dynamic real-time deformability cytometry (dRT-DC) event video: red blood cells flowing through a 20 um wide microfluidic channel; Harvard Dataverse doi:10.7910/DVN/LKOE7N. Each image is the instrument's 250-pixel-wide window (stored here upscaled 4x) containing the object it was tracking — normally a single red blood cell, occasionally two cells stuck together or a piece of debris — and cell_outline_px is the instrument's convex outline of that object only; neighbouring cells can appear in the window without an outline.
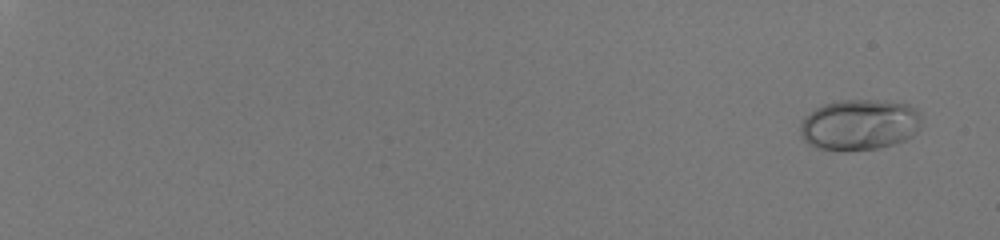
{"species": "human", "species_latin": "Homo sapiens", "temperature_condition": "room temperature", "stored_images_in_passage": 57, "camera_frame_rate_fps": 3000, "um_per_image_px": 0.085, "donor": {"sex": "male"}, "frame": {"image": 1, "passage_image": 4, "time_ms": 1.0, "image_size_px": [1000, 240], "cell_outline_px": [[920, 128], [912, 136], [904, 140], [892, 144], [876, 148], [844, 152], [816, 148], [808, 144], [804, 140], [800, 132], [800, 120], [804, 116], [816, 108], [824, 104], [840, 100], [876, 100], [908, 104], [916, 108], [920, 112]], "centroid_in_image_um": [73.03, 10.61], "position_along_channel_um": 12.0, "area_um2": 36.36}}
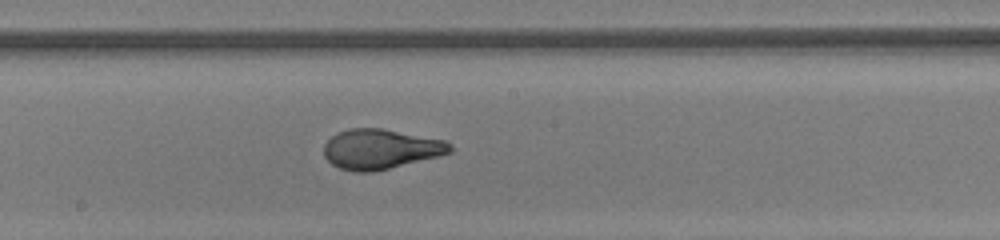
{"frame": {"image": 2, "passage_image": 38, "time_ms": 12.333, "image_size_px": [1000, 240], "cell_outline_px": [[452, 152], [440, 156], [372, 172], [352, 172], [340, 168], [332, 164], [324, 156], [324, 144], [332, 136], [348, 128], [380, 128], [444, 140], [452, 144]], "centroid_in_image_um": [32.35, 12.68], "position_along_channel_um": 215.9, "area_um2": 29.25}}
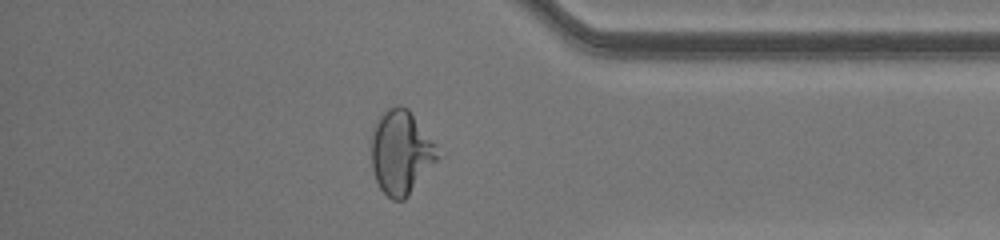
{"frame": {"image": 3, "passage_image": 52, "time_ms": 17.0, "image_size_px": [1000, 240], "cell_outline_px": [[436, 160], [408, 196], [404, 200], [392, 200], [380, 188], [376, 180], [372, 168], [372, 128], [380, 112], [396, 104], [400, 104], [408, 108], [436, 144]], "centroid_in_image_um": [34.04, 12.9], "position_along_channel_um": 401.2, "area_um2": 32.19}, "authors_computed_cell_mechanics": {"area_um2": 29.8248, "velocity_mm_per_s": 4.1153, "shape_relaxation_time_tau1_ms": 6.6908, "shape_relaxation_time_tau2_ms": null, "deformation_change_tau1": 0.2736, "deformation_change_tau2": null}}